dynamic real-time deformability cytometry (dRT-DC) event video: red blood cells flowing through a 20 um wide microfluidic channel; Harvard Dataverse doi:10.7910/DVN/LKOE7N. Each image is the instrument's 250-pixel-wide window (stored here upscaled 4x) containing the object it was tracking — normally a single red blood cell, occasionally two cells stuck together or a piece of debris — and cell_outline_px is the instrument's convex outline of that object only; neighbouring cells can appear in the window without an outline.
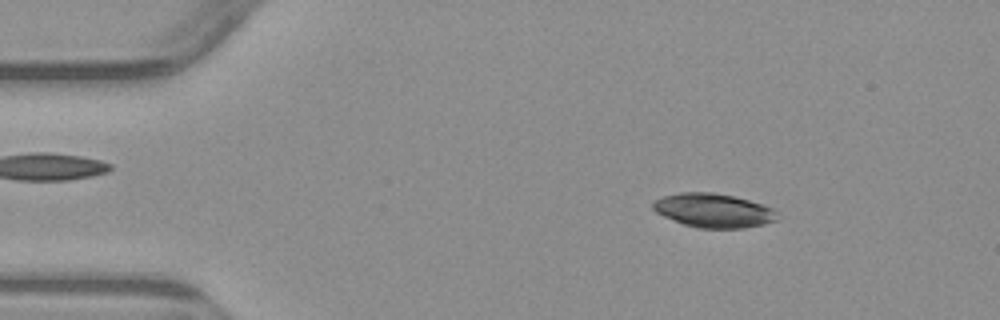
{"species": "common noctule bat (a hibernating species)", "species_latin": "Nyctalus noctula", "temperature_condition": "warm", "stored_images_in_passage": 5, "camera_frame_rate_fps": 3000, "um_per_image_px": 0.085, "animal": {"sex": "male", "body_mass_g": 23.1, "forearm_length_mm": 52.7}, "frame": {"image": 1, "passage_image": 2, "time_ms": 1.0, "image_size_px": [1000, 320], "cell_outline_px": [[780, 220], [764, 224], [744, 228], [696, 228], [684, 224], [664, 216], [656, 212], [652, 208], [652, 204], [656, 200], [664, 196], [680, 192], [712, 192], [732, 196], [748, 200], [772, 208], [776, 212]], "centroid_in_image_um": [60.66, 17.9], "position_along_channel_um": 24.3, "area_um2": 24.51}}
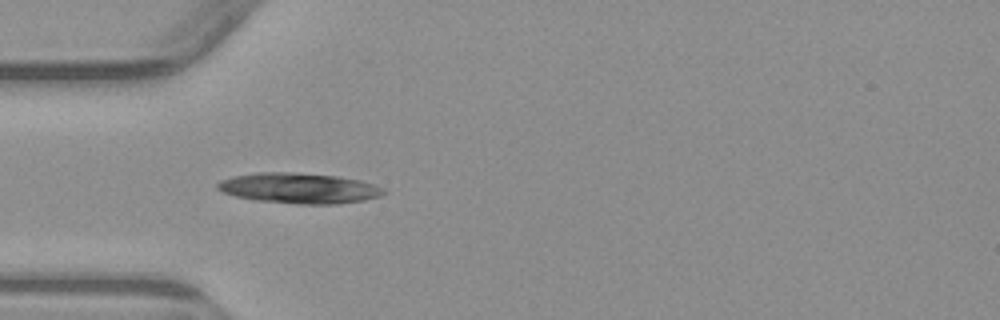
{"frame": {"image": 2, "passage_image": 4, "time_ms": 3.667, "image_size_px": [1000, 320], "cell_outline_px": [[388, 192], [380, 196], [364, 200], [336, 204], [300, 204], [252, 200], [236, 196], [224, 192], [216, 188], [216, 184], [220, 180], [232, 176], [260, 172], [292, 172], [336, 176], [360, 180], [376, 184], [384, 188]], "centroid_in_image_um": [25.44, 15.99], "position_along_channel_um": 59.6, "area_um2": 29.65}}